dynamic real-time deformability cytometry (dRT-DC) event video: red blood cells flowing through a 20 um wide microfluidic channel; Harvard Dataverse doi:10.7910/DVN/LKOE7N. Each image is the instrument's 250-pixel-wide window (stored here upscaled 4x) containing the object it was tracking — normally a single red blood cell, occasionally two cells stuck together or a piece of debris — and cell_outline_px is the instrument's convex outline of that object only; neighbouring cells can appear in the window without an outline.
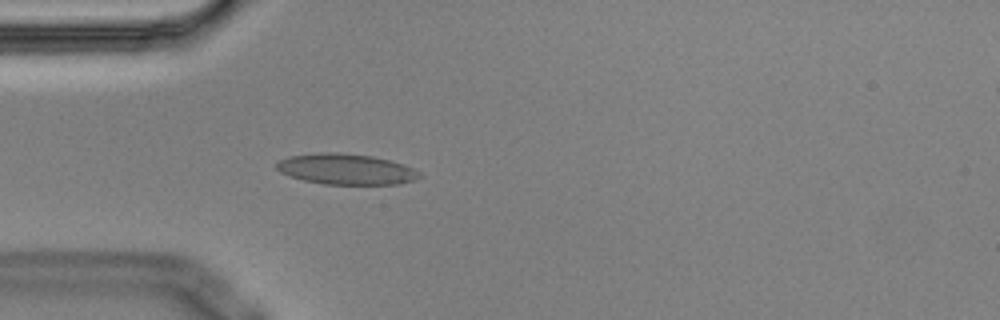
{"species": "Egyptian fruit bat (a non-hibernating species)", "species_latin": "Rousettus aegyptiacus", "temperature_condition": "cold", "stored_images_in_passage": 5, "camera_frame_rate_fps": 3000, "um_per_image_px": 0.085, "animal": {"sex": "male"}, "frame": {"image": 1, "passage_image": 5, "time_ms": 1.333, "image_size_px": [1000, 320], "cell_outline_px": [[424, 176], [400, 184], [324, 184], [304, 180], [280, 172], [276, 168], [276, 164], [280, 160], [288, 156], [320, 152], [340, 152], [372, 156], [404, 164], [420, 172]], "centroid_in_image_um": [29.43, 14.37], "position_along_channel_um": 55.6, "area_um2": 25.55}}